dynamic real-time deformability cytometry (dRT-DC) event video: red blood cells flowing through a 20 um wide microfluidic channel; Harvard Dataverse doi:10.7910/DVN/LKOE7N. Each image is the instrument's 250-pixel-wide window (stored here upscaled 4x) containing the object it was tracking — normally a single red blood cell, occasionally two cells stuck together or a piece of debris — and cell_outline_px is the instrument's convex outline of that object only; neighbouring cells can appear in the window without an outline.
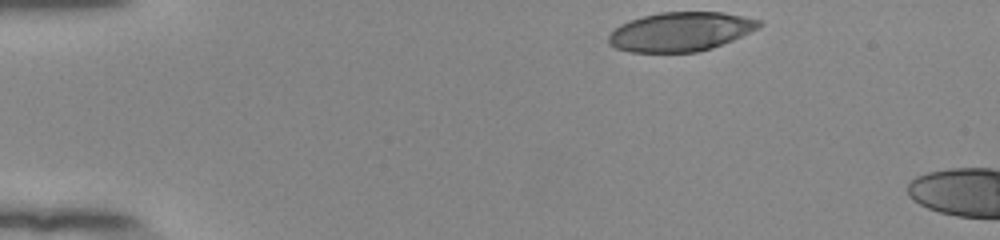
{"species": "human", "species_latin": "Homo sapiens", "temperature_condition": "room temperature", "stored_images_in_passage": 5, "camera_frame_rate_fps": 3000, "um_per_image_px": 0.085, "donor": {"sex": "female"}, "frame": {"image": 1, "passage_image": 1, "time_ms": 0.0, "image_size_px": [1000, 240], "cell_outline_px": [[764, 24], [760, 28], [732, 40], [712, 48], [696, 52], [628, 52], [616, 48], [608, 44], [608, 36], [620, 24], [628, 20], [660, 12], [720, 12], [744, 16], [764, 20]], "centroid_in_image_um": [57.88, 2.69], "position_along_channel_um": 27.1, "area_um2": 34.51}}